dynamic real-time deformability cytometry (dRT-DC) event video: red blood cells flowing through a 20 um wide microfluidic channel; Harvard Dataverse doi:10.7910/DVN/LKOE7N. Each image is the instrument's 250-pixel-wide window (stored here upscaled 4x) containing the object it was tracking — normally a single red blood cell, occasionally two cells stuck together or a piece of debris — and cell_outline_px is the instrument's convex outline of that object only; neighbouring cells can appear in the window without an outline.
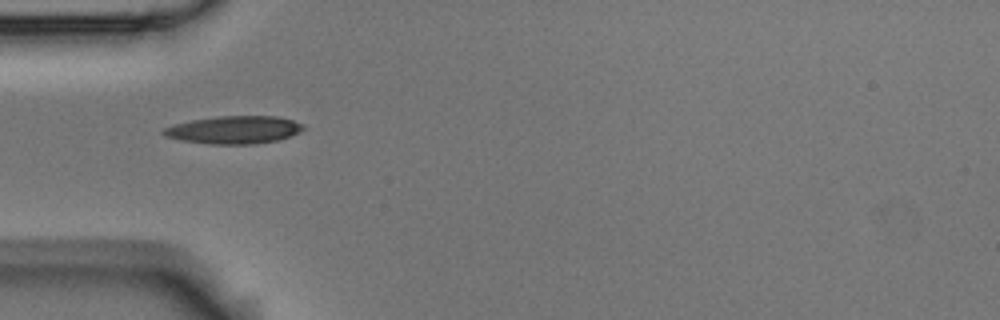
{"species": "Egyptian fruit bat (a non-hibernating species)", "species_latin": "Rousettus aegyptiacus", "temperature_condition": "room temperature", "stored_images_in_passage": 1, "camera_frame_rate_fps": 3000, "um_per_image_px": 0.085, "animal": {"sex": "male"}, "frame": {"image": 1, "passage_image": 1, "time_ms": 0.0, "image_size_px": [1000, 320], "cell_outline_px": [[304, 128], [300, 132], [292, 136], [276, 140], [252, 144], [212, 144], [184, 140], [164, 136], [160, 132], [164, 128], [172, 124], [192, 120], [220, 116], [276, 116], [292, 120], [304, 124]], "centroid_in_image_um": [19.9, 11.03], "position_along_channel_um": 65.1, "area_um2": 22.54}}